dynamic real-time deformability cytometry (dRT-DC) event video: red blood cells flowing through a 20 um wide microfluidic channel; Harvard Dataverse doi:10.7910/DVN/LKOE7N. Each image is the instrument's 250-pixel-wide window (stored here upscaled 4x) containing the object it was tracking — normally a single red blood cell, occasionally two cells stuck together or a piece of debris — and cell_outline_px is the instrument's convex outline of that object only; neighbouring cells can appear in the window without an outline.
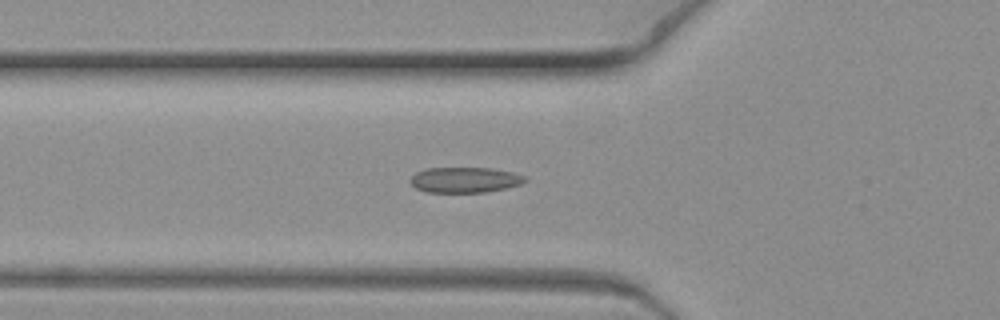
{"species": "common noctule bat (a hibernating species)", "species_latin": "Nyctalus noctula", "temperature_condition": "warm", "stored_images_in_passage": 8, "camera_frame_rate_fps": 3000, "um_per_image_px": 0.085, "animal": {"sex": "female", "body_mass_g": 19.3, "forearm_length_mm": 54.1}, "frame": {"image": 1, "passage_image": 8, "time_ms": 2.333, "image_size_px": [1000, 320], "cell_outline_px": [[528, 180], [520, 184], [508, 188], [484, 192], [428, 192], [416, 188], [408, 180], [416, 172], [428, 168], [492, 168], [512, 172], [524, 176]], "centroid_in_image_um": [39.52, 15.29], "position_along_channel_um": 86.3, "area_um2": 16.99}}